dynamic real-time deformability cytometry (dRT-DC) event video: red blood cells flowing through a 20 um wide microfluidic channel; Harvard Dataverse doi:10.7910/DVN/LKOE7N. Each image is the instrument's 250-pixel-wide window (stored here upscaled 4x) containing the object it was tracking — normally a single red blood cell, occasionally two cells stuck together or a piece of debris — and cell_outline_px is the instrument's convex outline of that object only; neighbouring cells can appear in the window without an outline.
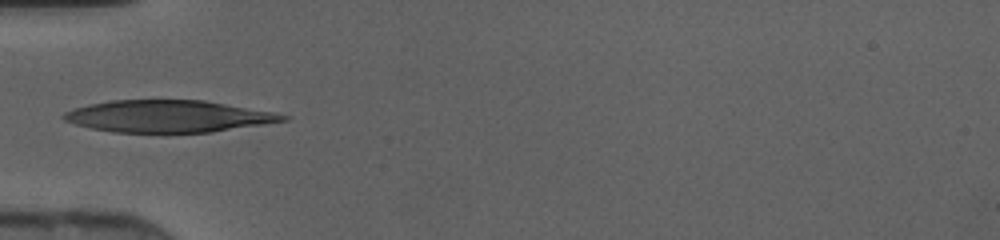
{"species": "human", "species_latin": "Homo sapiens", "temperature_condition": "cold", "stored_images_in_passage": 31, "camera_frame_rate_fps": 3000, "um_per_image_px": 0.085, "donor": {"sex": "female"}, "frame": {"image": 1, "passage_image": 1, "time_ms": 0.0, "image_size_px": [1000, 240], "cell_outline_px": [[288, 120], [264, 124], [212, 132], [112, 132], [92, 128], [76, 124], [64, 120], [60, 116], [64, 112], [88, 104], [108, 100], [204, 100], [272, 112], [288, 116]], "centroid_in_image_um": [14.26, 9.88], "position_along_channel_um": 70.7, "area_um2": 40.58}}
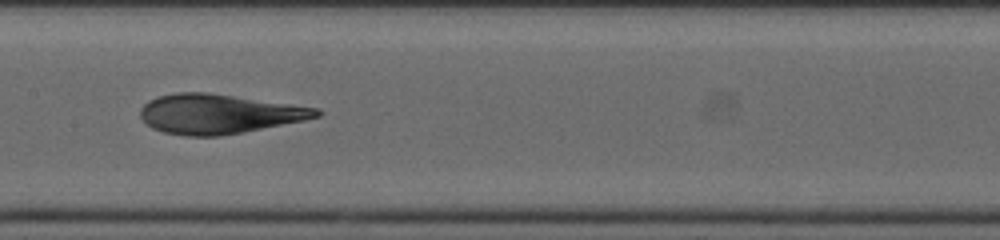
{"frame": {"image": 2, "passage_image": 9, "time_ms": 2.667, "image_size_px": [1000, 240], "cell_outline_px": [[324, 112], [320, 116], [304, 120], [220, 136], [188, 136], [164, 132], [152, 128], [140, 116], [140, 108], [148, 100], [156, 96], [176, 92], [208, 92], [320, 108]], "centroid_in_image_um": [18.59, 9.67], "position_along_channel_um": 188.8, "area_um2": 40.52}}
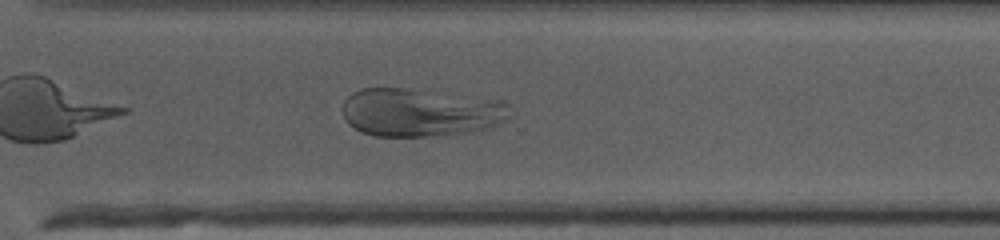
{"frame": {"image": 3, "passage_image": 19, "time_ms": 6.0, "image_size_px": [1000, 240], "cell_outline_px": [[512, 120], [488, 128], [468, 132], [432, 136], [376, 136], [364, 132], [348, 124], [344, 116], [344, 100], [352, 92], [360, 88], [404, 88], [504, 100], [512, 108]], "centroid_in_image_um": [35.83, 9.55], "position_along_channel_um": 334.8, "area_um2": 47.4}}